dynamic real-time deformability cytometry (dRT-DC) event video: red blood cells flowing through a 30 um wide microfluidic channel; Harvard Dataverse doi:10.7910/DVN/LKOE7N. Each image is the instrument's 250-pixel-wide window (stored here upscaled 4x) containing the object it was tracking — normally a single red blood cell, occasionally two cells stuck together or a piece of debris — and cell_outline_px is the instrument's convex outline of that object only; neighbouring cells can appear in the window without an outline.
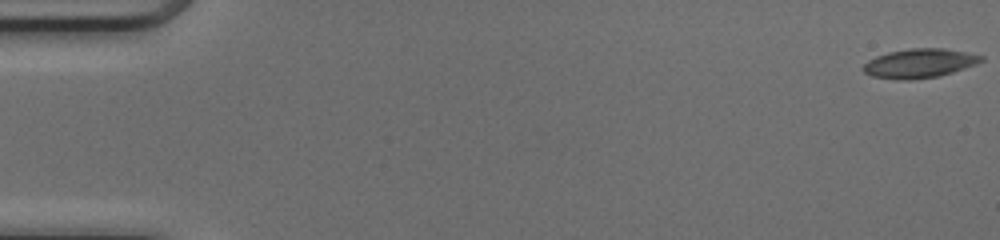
{"species": "common noctule bat (a hibernating species)", "species_latin": "Nyctalus noctula", "temperature_condition": "cold", "stored_images_in_passage": 50, "camera_frame_rate_fps": 3000, "um_per_image_px": 0.085, "animal": {"sex": "female", "body_mass_g": 17.0, "forearm_length_mm": 48.0}, "frame": {"image": 1, "passage_image": 1, "time_ms": 0.0, "image_size_px": [1000, 240], "cell_outline_px": [[984, 60], [976, 64], [940, 76], [912, 80], [896, 80], [872, 76], [864, 72], [860, 68], [868, 60], [876, 56], [888, 52], [912, 48], [944, 48], [968, 52], [984, 56]], "centroid_in_image_um": [78.14, 5.38], "position_along_channel_um": 6.9, "area_um2": 20.23}}
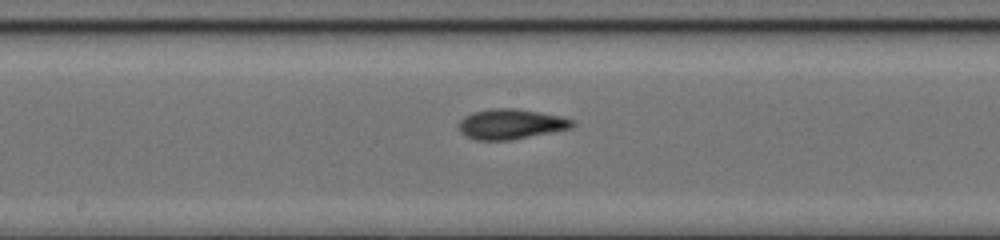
{"frame": {"image": 2, "passage_image": 27, "time_ms": 8.667, "image_size_px": [1000, 240], "cell_outline_px": [[576, 124], [572, 128], [512, 140], [476, 140], [464, 136], [460, 132], [460, 120], [464, 116], [472, 112], [492, 108], [516, 108], [540, 112], [560, 116], [572, 120]], "centroid_in_image_um": [43.41, 10.55], "position_along_channel_um": 204.8, "area_um2": 20.06}}
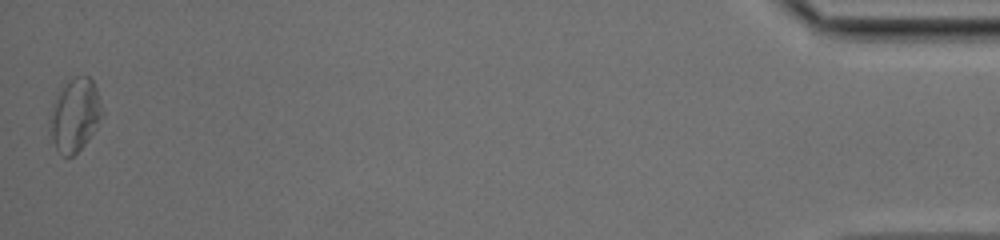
{"frame": {"image": 3, "passage_image": 50, "time_ms": 16.333, "image_size_px": [1000, 240], "cell_outline_px": [[104, 112], [96, 128], [88, 140], [72, 156], [64, 156], [56, 148], [52, 136], [48, 120], [52, 104], [56, 96], [68, 80], [76, 76], [88, 76], [92, 80], [96, 88]], "centroid_in_image_um": [6.37, 9.75], "position_along_channel_um": 428.8, "area_um2": 22.08}, "authors_computed_cell_mechanics": {"area_um2": 19.3919, "velocity_mm_per_s": 4.1739, "shape_relaxation_time_tau1_ms": 4.0532, "shape_relaxation_time_tau2_ms": 1.962, "deformation_change_tau1": 0.1401, "deformation_change_tau2": 0.0948}}